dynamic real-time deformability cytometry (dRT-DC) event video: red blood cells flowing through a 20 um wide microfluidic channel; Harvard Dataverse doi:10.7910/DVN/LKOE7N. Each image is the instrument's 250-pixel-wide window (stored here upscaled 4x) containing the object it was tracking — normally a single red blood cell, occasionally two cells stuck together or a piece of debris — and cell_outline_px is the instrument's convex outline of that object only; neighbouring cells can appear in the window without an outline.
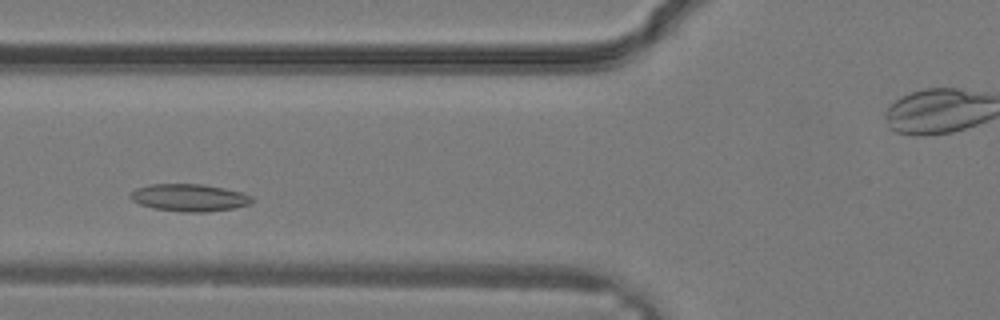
{"species": "common noctule bat (a hibernating species)", "species_latin": "Nyctalus noctula", "temperature_condition": "warm", "stored_images_in_passage": 25, "camera_frame_rate_fps": 3000, "um_per_image_px": 0.085, "animal": {"sex": "male", "body_mass_g": 19.2, "forearm_length_mm": 51.8}, "frame": {"image": 1, "passage_image": 4, "time_ms": 1.0, "image_size_px": [1000, 320], "cell_outline_px": [[256, 200], [248, 204], [236, 208], [204, 212], [184, 212], [152, 208], [140, 204], [132, 200], [128, 196], [136, 188], [152, 184], [204, 184], [224, 188], [240, 192], [252, 196]], "centroid_in_image_um": [16.1, 16.8], "position_along_channel_um": 109.7, "area_um2": 19.42}}
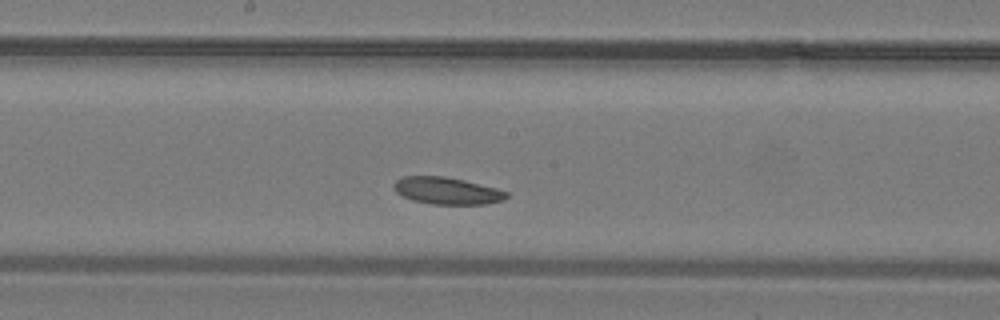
{"frame": {"image": 2, "passage_image": 9, "time_ms": 2.667, "image_size_px": [1000, 320], "cell_outline_px": [[508, 196], [504, 200], [488, 204], [432, 204], [412, 200], [396, 192], [396, 180], [404, 176], [444, 176], [464, 180], [496, 188], [508, 192]], "centroid_in_image_um": [38.04, 16.22], "position_along_channel_um": 210.2, "area_um2": 17.57}}
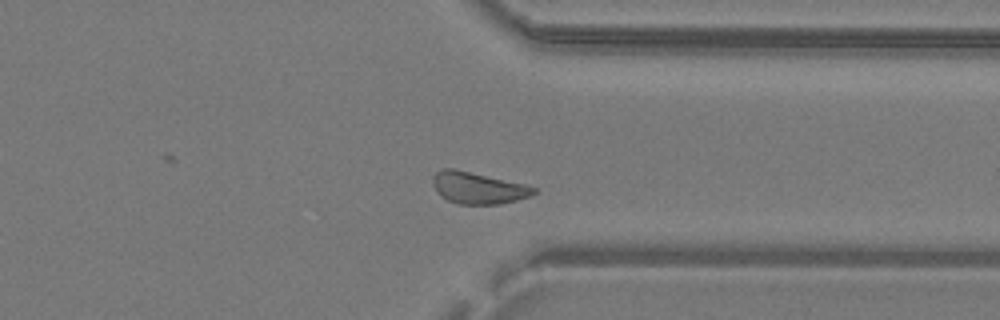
{"frame": {"image": 3, "passage_image": 17, "time_ms": 5.333, "image_size_px": [1000, 320], "cell_outline_px": [[536, 192], [532, 196], [500, 204], [460, 204], [448, 200], [440, 196], [436, 192], [432, 184], [432, 176], [436, 172], [444, 168], [452, 168], [524, 184], [536, 188]], "centroid_in_image_um": [40.6, 15.98], "position_along_channel_um": 370.8, "area_um2": 18.55}}